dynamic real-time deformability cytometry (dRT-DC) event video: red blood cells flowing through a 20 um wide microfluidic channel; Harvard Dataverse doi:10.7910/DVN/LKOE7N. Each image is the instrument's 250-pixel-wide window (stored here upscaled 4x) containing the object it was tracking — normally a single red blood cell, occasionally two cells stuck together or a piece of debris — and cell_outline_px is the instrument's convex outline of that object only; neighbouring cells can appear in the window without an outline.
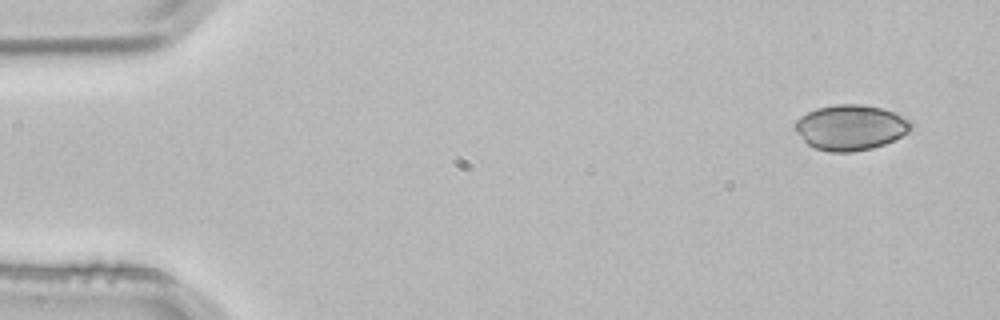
{"species": "common noctule bat (a hibernating species)", "species_latin": "Nyctalus noctula", "temperature_condition": "room temperature", "stored_images_in_passage": 2, "camera_frame_rate_fps": 3000, "um_per_image_px": 0.085, "animal": {"sex": "male", "body_mass_g": 21.5, "forearm_length_mm": 52.0}, "frame": {"image": 1, "passage_image": 2, "time_ms": 0.333, "image_size_px": [1000, 320], "cell_outline_px": [[912, 128], [908, 132], [884, 144], [872, 148], [852, 152], [828, 152], [812, 148], [796, 132], [792, 124], [800, 116], [816, 108], [836, 104], [860, 104], [884, 108], [896, 112], [912, 120]], "centroid_in_image_um": [72.29, 10.82], "position_along_channel_um": 12.7, "area_um2": 31.04}}